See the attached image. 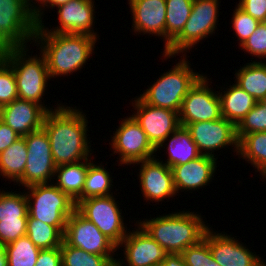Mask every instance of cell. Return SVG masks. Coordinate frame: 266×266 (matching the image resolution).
<instances>
[{"label":"cell","mask_w":266,"mask_h":266,"mask_svg":"<svg viewBox=\"0 0 266 266\" xmlns=\"http://www.w3.org/2000/svg\"><path fill=\"white\" fill-rule=\"evenodd\" d=\"M3 249L7 256V266H35L41 250L27 235L5 245Z\"/></svg>","instance_id":"4dcf8cb0"},{"label":"cell","mask_w":266,"mask_h":266,"mask_svg":"<svg viewBox=\"0 0 266 266\" xmlns=\"http://www.w3.org/2000/svg\"><path fill=\"white\" fill-rule=\"evenodd\" d=\"M27 220L0 221V247L26 235Z\"/></svg>","instance_id":"ab89813d"},{"label":"cell","mask_w":266,"mask_h":266,"mask_svg":"<svg viewBox=\"0 0 266 266\" xmlns=\"http://www.w3.org/2000/svg\"><path fill=\"white\" fill-rule=\"evenodd\" d=\"M263 105H266V95L260 101Z\"/></svg>","instance_id":"681fc988"},{"label":"cell","mask_w":266,"mask_h":266,"mask_svg":"<svg viewBox=\"0 0 266 266\" xmlns=\"http://www.w3.org/2000/svg\"><path fill=\"white\" fill-rule=\"evenodd\" d=\"M26 188L29 190L25 192L28 214L45 224L55 226L64 234L67 219L76 210V203L52 183L36 184ZM31 199L34 200L33 203Z\"/></svg>","instance_id":"8992f818"},{"label":"cell","mask_w":266,"mask_h":266,"mask_svg":"<svg viewBox=\"0 0 266 266\" xmlns=\"http://www.w3.org/2000/svg\"><path fill=\"white\" fill-rule=\"evenodd\" d=\"M23 137L28 152L27 162L23 176L17 183L19 182L24 187L48 184V181L56 176V165L53 161L48 134L42 128Z\"/></svg>","instance_id":"30bf717a"},{"label":"cell","mask_w":266,"mask_h":266,"mask_svg":"<svg viewBox=\"0 0 266 266\" xmlns=\"http://www.w3.org/2000/svg\"><path fill=\"white\" fill-rule=\"evenodd\" d=\"M33 39L44 45H40V48L50 78L71 74L83 67L92 55L97 40L85 34L52 32H36Z\"/></svg>","instance_id":"7a4b0ae2"},{"label":"cell","mask_w":266,"mask_h":266,"mask_svg":"<svg viewBox=\"0 0 266 266\" xmlns=\"http://www.w3.org/2000/svg\"><path fill=\"white\" fill-rule=\"evenodd\" d=\"M236 84L251 95L256 102L266 95V63L252 62L235 73Z\"/></svg>","instance_id":"484cf974"},{"label":"cell","mask_w":266,"mask_h":266,"mask_svg":"<svg viewBox=\"0 0 266 266\" xmlns=\"http://www.w3.org/2000/svg\"><path fill=\"white\" fill-rule=\"evenodd\" d=\"M186 128L189 130L201 155L215 157L212 154L214 150L229 145H233L235 151L238 152L236 126L223 117L212 121L190 123Z\"/></svg>","instance_id":"9a60e30c"},{"label":"cell","mask_w":266,"mask_h":266,"mask_svg":"<svg viewBox=\"0 0 266 266\" xmlns=\"http://www.w3.org/2000/svg\"><path fill=\"white\" fill-rule=\"evenodd\" d=\"M70 0H45L43 3H42V7H45V6H48V3L50 5V7L54 8L55 6L58 7L62 4H66L68 3ZM47 4V5H46Z\"/></svg>","instance_id":"bcb514c9"},{"label":"cell","mask_w":266,"mask_h":266,"mask_svg":"<svg viewBox=\"0 0 266 266\" xmlns=\"http://www.w3.org/2000/svg\"><path fill=\"white\" fill-rule=\"evenodd\" d=\"M27 154L25 139L20 137L0 153V174L17 182L23 176Z\"/></svg>","instance_id":"83f0119b"},{"label":"cell","mask_w":266,"mask_h":266,"mask_svg":"<svg viewBox=\"0 0 266 266\" xmlns=\"http://www.w3.org/2000/svg\"><path fill=\"white\" fill-rule=\"evenodd\" d=\"M167 138L171 139L168 143V159L165 163L168 167L172 168L176 165H183L201 156L197 145L192 140L191 134L185 126L180 125Z\"/></svg>","instance_id":"d4e9b609"},{"label":"cell","mask_w":266,"mask_h":266,"mask_svg":"<svg viewBox=\"0 0 266 266\" xmlns=\"http://www.w3.org/2000/svg\"><path fill=\"white\" fill-rule=\"evenodd\" d=\"M166 1V42L165 49L181 33L190 17L194 0Z\"/></svg>","instance_id":"f1b7e54d"},{"label":"cell","mask_w":266,"mask_h":266,"mask_svg":"<svg viewBox=\"0 0 266 266\" xmlns=\"http://www.w3.org/2000/svg\"><path fill=\"white\" fill-rule=\"evenodd\" d=\"M38 26L33 11L24 0H0V51L26 47Z\"/></svg>","instance_id":"52a82bcc"},{"label":"cell","mask_w":266,"mask_h":266,"mask_svg":"<svg viewBox=\"0 0 266 266\" xmlns=\"http://www.w3.org/2000/svg\"><path fill=\"white\" fill-rule=\"evenodd\" d=\"M71 108L58 106L54 111H47L44 118L42 128L48 134L56 166L86 160L91 152L87 118L80 110Z\"/></svg>","instance_id":"6da1fadb"},{"label":"cell","mask_w":266,"mask_h":266,"mask_svg":"<svg viewBox=\"0 0 266 266\" xmlns=\"http://www.w3.org/2000/svg\"><path fill=\"white\" fill-rule=\"evenodd\" d=\"M26 235L41 250L60 247L63 241V234L55 226L34 219L29 214Z\"/></svg>","instance_id":"f546056e"},{"label":"cell","mask_w":266,"mask_h":266,"mask_svg":"<svg viewBox=\"0 0 266 266\" xmlns=\"http://www.w3.org/2000/svg\"><path fill=\"white\" fill-rule=\"evenodd\" d=\"M123 264H125V262L123 263V261L116 260L110 266H123Z\"/></svg>","instance_id":"c3c4849f"},{"label":"cell","mask_w":266,"mask_h":266,"mask_svg":"<svg viewBox=\"0 0 266 266\" xmlns=\"http://www.w3.org/2000/svg\"><path fill=\"white\" fill-rule=\"evenodd\" d=\"M90 161V162H89ZM109 172L88 159V170L83 187V200L90 197L109 196L112 186Z\"/></svg>","instance_id":"d6a6232c"},{"label":"cell","mask_w":266,"mask_h":266,"mask_svg":"<svg viewBox=\"0 0 266 266\" xmlns=\"http://www.w3.org/2000/svg\"><path fill=\"white\" fill-rule=\"evenodd\" d=\"M57 8L60 26L49 31L40 24L36 32L85 34L97 37V33H94L92 29L94 22L93 0H70Z\"/></svg>","instance_id":"2e32d148"},{"label":"cell","mask_w":266,"mask_h":266,"mask_svg":"<svg viewBox=\"0 0 266 266\" xmlns=\"http://www.w3.org/2000/svg\"><path fill=\"white\" fill-rule=\"evenodd\" d=\"M63 241L96 255H113L117 251V246L77 210L67 219Z\"/></svg>","instance_id":"5bb4252c"},{"label":"cell","mask_w":266,"mask_h":266,"mask_svg":"<svg viewBox=\"0 0 266 266\" xmlns=\"http://www.w3.org/2000/svg\"><path fill=\"white\" fill-rule=\"evenodd\" d=\"M0 266H7V256L2 247H0Z\"/></svg>","instance_id":"7dc6e473"},{"label":"cell","mask_w":266,"mask_h":266,"mask_svg":"<svg viewBox=\"0 0 266 266\" xmlns=\"http://www.w3.org/2000/svg\"><path fill=\"white\" fill-rule=\"evenodd\" d=\"M132 104L137 112L132 117L146 133L148 140L156 150L163 147L167 137L180 126L179 112L148 105L140 97Z\"/></svg>","instance_id":"4fadbf2b"},{"label":"cell","mask_w":266,"mask_h":266,"mask_svg":"<svg viewBox=\"0 0 266 266\" xmlns=\"http://www.w3.org/2000/svg\"><path fill=\"white\" fill-rule=\"evenodd\" d=\"M162 162L154 157L134 163H141L139 180L145 200L152 199L155 202H159L166 197H173L177 193L172 170Z\"/></svg>","instance_id":"e0dca14e"},{"label":"cell","mask_w":266,"mask_h":266,"mask_svg":"<svg viewBox=\"0 0 266 266\" xmlns=\"http://www.w3.org/2000/svg\"><path fill=\"white\" fill-rule=\"evenodd\" d=\"M199 214L190 211L171 213L137 223L169 254H181L203 239L209 226Z\"/></svg>","instance_id":"3957f363"},{"label":"cell","mask_w":266,"mask_h":266,"mask_svg":"<svg viewBox=\"0 0 266 266\" xmlns=\"http://www.w3.org/2000/svg\"><path fill=\"white\" fill-rule=\"evenodd\" d=\"M127 233L119 246L124 245L128 266H159L169 254L140 226ZM124 243V244H123Z\"/></svg>","instance_id":"d6986e66"},{"label":"cell","mask_w":266,"mask_h":266,"mask_svg":"<svg viewBox=\"0 0 266 266\" xmlns=\"http://www.w3.org/2000/svg\"><path fill=\"white\" fill-rule=\"evenodd\" d=\"M218 0H194L193 7L181 33L164 49V57L170 58L187 52L200 40L213 34L216 29Z\"/></svg>","instance_id":"ba28073f"},{"label":"cell","mask_w":266,"mask_h":266,"mask_svg":"<svg viewBox=\"0 0 266 266\" xmlns=\"http://www.w3.org/2000/svg\"><path fill=\"white\" fill-rule=\"evenodd\" d=\"M258 266H266V263H264L262 260V262Z\"/></svg>","instance_id":"f907efd6"},{"label":"cell","mask_w":266,"mask_h":266,"mask_svg":"<svg viewBox=\"0 0 266 266\" xmlns=\"http://www.w3.org/2000/svg\"><path fill=\"white\" fill-rule=\"evenodd\" d=\"M186 60L182 59L164 73L140 98L148 105L180 112L183 99L203 76L193 72Z\"/></svg>","instance_id":"5b68a950"},{"label":"cell","mask_w":266,"mask_h":266,"mask_svg":"<svg viewBox=\"0 0 266 266\" xmlns=\"http://www.w3.org/2000/svg\"><path fill=\"white\" fill-rule=\"evenodd\" d=\"M27 219L28 200L26 194L0 191V221Z\"/></svg>","instance_id":"836d02e7"},{"label":"cell","mask_w":266,"mask_h":266,"mask_svg":"<svg viewBox=\"0 0 266 266\" xmlns=\"http://www.w3.org/2000/svg\"><path fill=\"white\" fill-rule=\"evenodd\" d=\"M26 47L6 48L0 51V56L12 67L16 78L18 98L41 105L46 111H51L42 105L41 100L47 87L50 74L46 60L41 57L27 59Z\"/></svg>","instance_id":"277c9868"},{"label":"cell","mask_w":266,"mask_h":266,"mask_svg":"<svg viewBox=\"0 0 266 266\" xmlns=\"http://www.w3.org/2000/svg\"><path fill=\"white\" fill-rule=\"evenodd\" d=\"M186 266H221L213 258L208 245V228L203 239L196 245L187 247L182 253Z\"/></svg>","instance_id":"e575fe53"},{"label":"cell","mask_w":266,"mask_h":266,"mask_svg":"<svg viewBox=\"0 0 266 266\" xmlns=\"http://www.w3.org/2000/svg\"><path fill=\"white\" fill-rule=\"evenodd\" d=\"M87 170L88 159L84 162L79 161L56 166L55 174L58 175L55 185L77 203L79 200H83V187Z\"/></svg>","instance_id":"cb8c5ba5"},{"label":"cell","mask_w":266,"mask_h":266,"mask_svg":"<svg viewBox=\"0 0 266 266\" xmlns=\"http://www.w3.org/2000/svg\"><path fill=\"white\" fill-rule=\"evenodd\" d=\"M15 99H18V90L14 71L0 56V107Z\"/></svg>","instance_id":"8d00e7d4"},{"label":"cell","mask_w":266,"mask_h":266,"mask_svg":"<svg viewBox=\"0 0 266 266\" xmlns=\"http://www.w3.org/2000/svg\"><path fill=\"white\" fill-rule=\"evenodd\" d=\"M29 1H31V0H24V2L26 3V5L33 11V14H34V17H35V20H36V22L40 25V24H43L42 23V19H41V16H42V14H43V11H42V8L41 9H39L40 8V6L39 7H37V6H33L32 4H31V2H29ZM36 2L38 1V3L40 2V4H42L45 0H35ZM42 11V12H41Z\"/></svg>","instance_id":"f6af8a7d"},{"label":"cell","mask_w":266,"mask_h":266,"mask_svg":"<svg viewBox=\"0 0 266 266\" xmlns=\"http://www.w3.org/2000/svg\"><path fill=\"white\" fill-rule=\"evenodd\" d=\"M46 114L41 105L19 98L0 107V120L21 137L42 129Z\"/></svg>","instance_id":"ac0fdd59"},{"label":"cell","mask_w":266,"mask_h":266,"mask_svg":"<svg viewBox=\"0 0 266 266\" xmlns=\"http://www.w3.org/2000/svg\"><path fill=\"white\" fill-rule=\"evenodd\" d=\"M118 206L115 198L109 195L79 200L76 203V210L119 248V244L128 232Z\"/></svg>","instance_id":"9c48e42d"},{"label":"cell","mask_w":266,"mask_h":266,"mask_svg":"<svg viewBox=\"0 0 266 266\" xmlns=\"http://www.w3.org/2000/svg\"><path fill=\"white\" fill-rule=\"evenodd\" d=\"M35 266H62L60 247L40 250Z\"/></svg>","instance_id":"b9f144b4"},{"label":"cell","mask_w":266,"mask_h":266,"mask_svg":"<svg viewBox=\"0 0 266 266\" xmlns=\"http://www.w3.org/2000/svg\"><path fill=\"white\" fill-rule=\"evenodd\" d=\"M232 19V26L236 32V35L238 36V40H240L239 44L241 46L256 30V27L260 22L249 14L245 13L238 6L234 11Z\"/></svg>","instance_id":"74e56055"},{"label":"cell","mask_w":266,"mask_h":266,"mask_svg":"<svg viewBox=\"0 0 266 266\" xmlns=\"http://www.w3.org/2000/svg\"><path fill=\"white\" fill-rule=\"evenodd\" d=\"M112 138L110 145L114 154H120V164L131 165L156 156L153 155L157 152L156 148L132 116L121 121L120 127Z\"/></svg>","instance_id":"8fae6325"},{"label":"cell","mask_w":266,"mask_h":266,"mask_svg":"<svg viewBox=\"0 0 266 266\" xmlns=\"http://www.w3.org/2000/svg\"><path fill=\"white\" fill-rule=\"evenodd\" d=\"M21 136L0 120V153L11 146Z\"/></svg>","instance_id":"7bdbcfd3"},{"label":"cell","mask_w":266,"mask_h":266,"mask_svg":"<svg viewBox=\"0 0 266 266\" xmlns=\"http://www.w3.org/2000/svg\"><path fill=\"white\" fill-rule=\"evenodd\" d=\"M208 245L213 258L221 266H258L262 261L240 242L208 227Z\"/></svg>","instance_id":"ffe728a7"},{"label":"cell","mask_w":266,"mask_h":266,"mask_svg":"<svg viewBox=\"0 0 266 266\" xmlns=\"http://www.w3.org/2000/svg\"><path fill=\"white\" fill-rule=\"evenodd\" d=\"M240 47L258 58H266V22H260L252 35Z\"/></svg>","instance_id":"f35d334b"},{"label":"cell","mask_w":266,"mask_h":266,"mask_svg":"<svg viewBox=\"0 0 266 266\" xmlns=\"http://www.w3.org/2000/svg\"><path fill=\"white\" fill-rule=\"evenodd\" d=\"M207 80L209 79L203 75L183 99L179 112L181 126L222 117L219 95L209 88Z\"/></svg>","instance_id":"7c38bea8"},{"label":"cell","mask_w":266,"mask_h":266,"mask_svg":"<svg viewBox=\"0 0 266 266\" xmlns=\"http://www.w3.org/2000/svg\"><path fill=\"white\" fill-rule=\"evenodd\" d=\"M237 154L249 160L262 177L266 178V131L244 135L238 141Z\"/></svg>","instance_id":"4316f807"},{"label":"cell","mask_w":266,"mask_h":266,"mask_svg":"<svg viewBox=\"0 0 266 266\" xmlns=\"http://www.w3.org/2000/svg\"><path fill=\"white\" fill-rule=\"evenodd\" d=\"M159 266H186L182 254H168Z\"/></svg>","instance_id":"ee69618b"},{"label":"cell","mask_w":266,"mask_h":266,"mask_svg":"<svg viewBox=\"0 0 266 266\" xmlns=\"http://www.w3.org/2000/svg\"><path fill=\"white\" fill-rule=\"evenodd\" d=\"M132 12L134 31L165 37L166 1L128 0Z\"/></svg>","instance_id":"44dd1931"},{"label":"cell","mask_w":266,"mask_h":266,"mask_svg":"<svg viewBox=\"0 0 266 266\" xmlns=\"http://www.w3.org/2000/svg\"><path fill=\"white\" fill-rule=\"evenodd\" d=\"M266 131V105L256 102L250 112L236 126L238 141L246 134Z\"/></svg>","instance_id":"d590c367"},{"label":"cell","mask_w":266,"mask_h":266,"mask_svg":"<svg viewBox=\"0 0 266 266\" xmlns=\"http://www.w3.org/2000/svg\"><path fill=\"white\" fill-rule=\"evenodd\" d=\"M216 158L201 155L183 165L171 168L176 192L181 189L195 190L209 183L215 173Z\"/></svg>","instance_id":"7402d4cb"},{"label":"cell","mask_w":266,"mask_h":266,"mask_svg":"<svg viewBox=\"0 0 266 266\" xmlns=\"http://www.w3.org/2000/svg\"><path fill=\"white\" fill-rule=\"evenodd\" d=\"M237 6L259 22H266V0H240Z\"/></svg>","instance_id":"60d3db41"},{"label":"cell","mask_w":266,"mask_h":266,"mask_svg":"<svg viewBox=\"0 0 266 266\" xmlns=\"http://www.w3.org/2000/svg\"><path fill=\"white\" fill-rule=\"evenodd\" d=\"M220 98L221 116L237 126L256 104V100L236 83L224 94L218 93Z\"/></svg>","instance_id":"603a6c76"},{"label":"cell","mask_w":266,"mask_h":266,"mask_svg":"<svg viewBox=\"0 0 266 266\" xmlns=\"http://www.w3.org/2000/svg\"><path fill=\"white\" fill-rule=\"evenodd\" d=\"M62 266H110L116 261L113 255H96L66 244L61 246Z\"/></svg>","instance_id":"1f68e13d"}]
</instances>
